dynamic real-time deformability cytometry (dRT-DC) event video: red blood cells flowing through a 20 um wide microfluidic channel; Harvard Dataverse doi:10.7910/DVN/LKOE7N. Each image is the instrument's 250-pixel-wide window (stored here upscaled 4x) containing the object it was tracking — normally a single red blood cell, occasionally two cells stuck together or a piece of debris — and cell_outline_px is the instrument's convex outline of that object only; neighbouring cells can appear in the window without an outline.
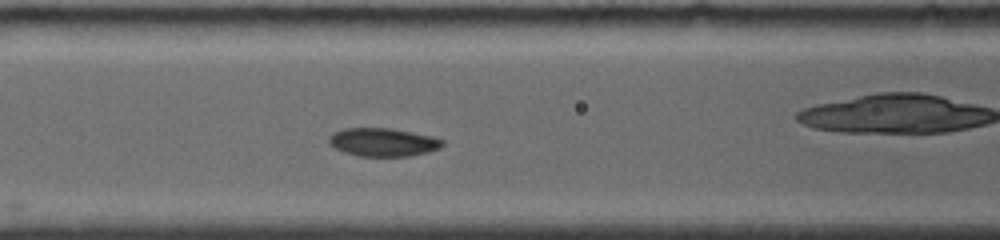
{"species": "common noctule bat (a hibernating species)", "species_latin": "Nyctalus noctula", "temperature_condition": "room temperature", "stored_images_in_passage": 25, "camera_frame_rate_fps": 4000, "um_per_image_px": 0.085, "animal": {"sex": "female", "body_mass_g": 19.0, "forearm_length_mm": 56.7}, "frame": {"image": 1, "passage_image": 10, "time_ms": 3.0, "image_size_px": [1000, 240], "cell_outline_px": [[444, 144], [440, 148], [428, 152], [408, 156], [360, 156], [344, 152], [328, 144], [328, 136], [332, 132], [344, 128], [392, 128], [432, 136], [444, 140]], "centroid_in_image_um": [32.54, 12.08], "position_along_channel_um": 134.1, "area_um2": 18.84}}
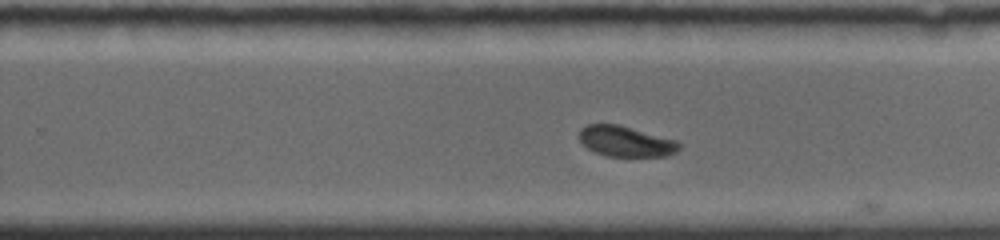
{"frame": {"image": 2, "passage_image": 24, "time_ms": 6.75, "image_size_px": [1000, 240], "cell_outline_px": [[684, 144], [676, 152], [664, 156], [604, 156], [588, 148], [580, 140], [580, 128], [588, 124], [620, 124], [680, 140]], "centroid_in_image_um": [53.27, 12.0], "position_along_channel_um": 276.5, "area_um2": 18.15}}